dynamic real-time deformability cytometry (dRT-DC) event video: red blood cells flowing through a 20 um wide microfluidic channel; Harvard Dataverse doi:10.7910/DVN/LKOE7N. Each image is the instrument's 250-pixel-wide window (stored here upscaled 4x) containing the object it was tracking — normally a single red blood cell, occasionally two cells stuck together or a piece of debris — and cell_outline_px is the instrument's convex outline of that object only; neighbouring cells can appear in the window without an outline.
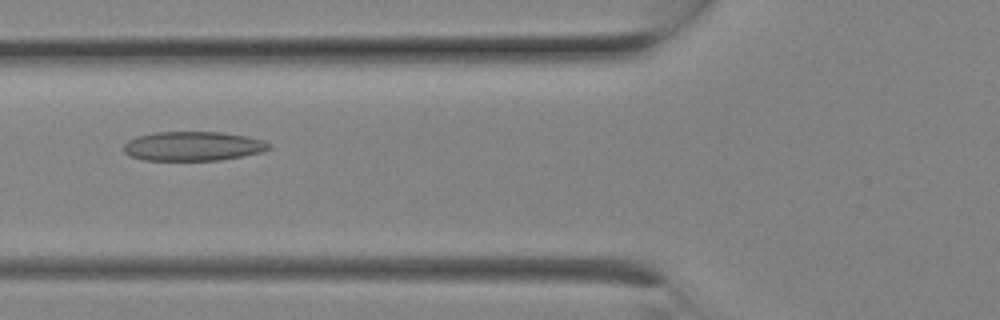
{"species": "Egyptian fruit bat (a non-hibernating species)", "species_latin": "Rousettus aegyptiacus", "temperature_condition": "room temperature", "stored_images_in_passage": 3, "camera_frame_rate_fps": 3000, "um_per_image_px": 0.085, "animal": {"sex": "female"}, "frame": {"image": 1, "passage_image": 3, "time_ms": 0.667, "image_size_px": [1000, 320], "cell_outline_px": [[272, 148], [264, 152], [244, 156], [220, 160], [144, 160], [128, 156], [124, 152], [124, 144], [128, 140], [136, 136], [156, 132], [220, 132], [248, 136], [264, 140], [272, 144]], "centroid_in_image_um": [16.45, 12.42], "position_along_channel_um": 109.4, "area_um2": 25.14}}